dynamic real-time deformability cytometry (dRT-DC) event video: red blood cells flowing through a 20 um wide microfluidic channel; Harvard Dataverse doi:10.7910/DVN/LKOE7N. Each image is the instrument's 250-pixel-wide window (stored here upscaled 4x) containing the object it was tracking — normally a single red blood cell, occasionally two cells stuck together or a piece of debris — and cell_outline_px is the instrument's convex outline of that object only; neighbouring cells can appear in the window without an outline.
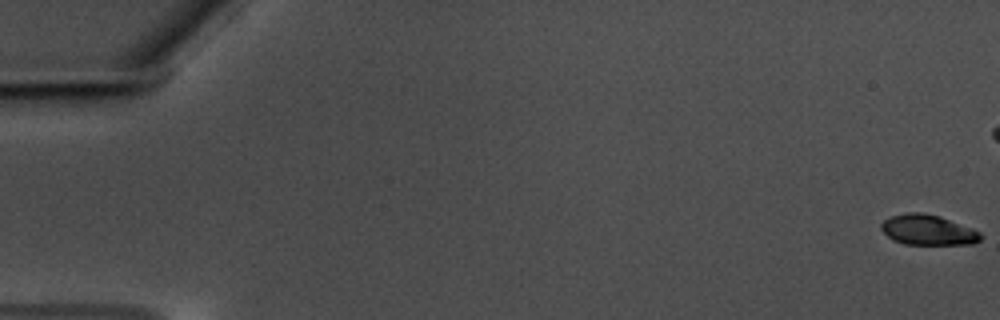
{"species": "common noctule bat (a hibernating species)", "species_latin": "Nyctalus noctula", "temperature_condition": "warm", "stored_images_in_passage": 49, "camera_frame_rate_fps": 3000, "um_per_image_px": 0.085, "animal": {"sex": "male", "body_mass_g": 17.5, "forearm_length_mm": 52.3}, "frame": {"image": 1, "passage_image": 1, "time_ms": 0.0, "image_size_px": [1000, 320], "cell_outline_px": [[984, 236], [980, 240], [972, 244], [904, 244], [892, 240], [880, 228], [880, 224], [884, 220], [892, 216], [908, 212], [924, 212], [940, 216], [972, 228], [980, 232]], "centroid_in_image_um": [78.88, 19.54], "position_along_channel_um": 6.1, "area_um2": 17.63}}
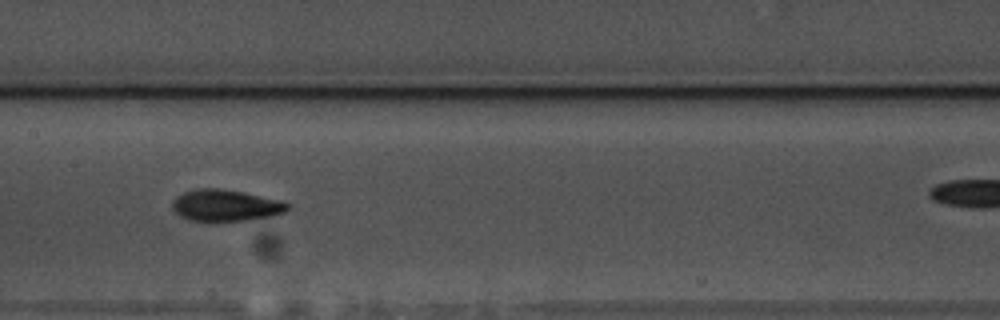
{"frame": {"image": 2, "passage_image": 31, "time_ms": 10.0, "image_size_px": [1000, 320], "cell_outline_px": [[288, 208], [284, 212], [272, 216], [244, 220], [188, 220], [180, 216], [172, 208], [172, 200], [176, 196], [184, 192], [196, 188], [220, 188], [244, 192], [276, 200], [288, 204]], "centroid_in_image_um": [19.1, 17.44], "position_along_channel_um": 188.3, "area_um2": 20.81}}
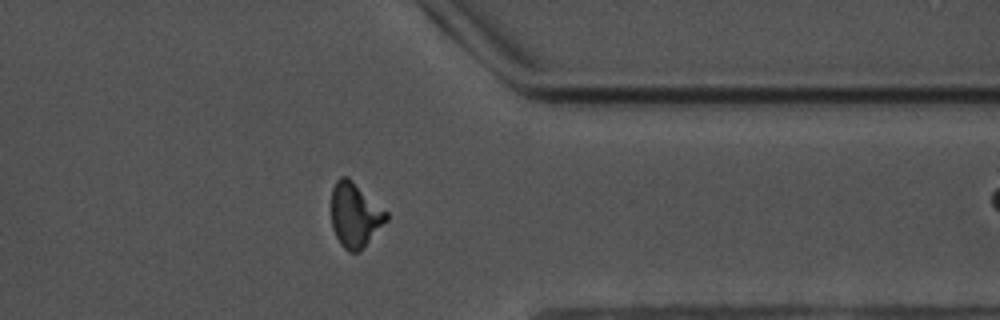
{"frame": {"image": 3, "passage_image": 48, "time_ms": 15.667, "image_size_px": [1000, 320], "cell_outline_px": [[388, 220], [360, 252], [348, 252], [340, 244], [332, 228], [332, 188], [336, 180], [340, 176], [348, 176], [388, 212]], "centroid_in_image_um": [30.18, 18.28], "position_along_channel_um": 381.2, "area_um2": 20.87}}